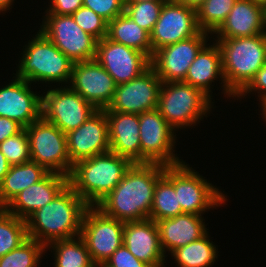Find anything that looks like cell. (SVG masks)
Here are the masks:
<instances>
[{
	"label": "cell",
	"instance_id": "17",
	"mask_svg": "<svg viewBox=\"0 0 266 267\" xmlns=\"http://www.w3.org/2000/svg\"><path fill=\"white\" fill-rule=\"evenodd\" d=\"M68 85L98 110L109 106L117 86L96 59L74 63Z\"/></svg>",
	"mask_w": 266,
	"mask_h": 267
},
{
	"label": "cell",
	"instance_id": "12",
	"mask_svg": "<svg viewBox=\"0 0 266 267\" xmlns=\"http://www.w3.org/2000/svg\"><path fill=\"white\" fill-rule=\"evenodd\" d=\"M123 230L124 222L106 216L96 207L86 210L80 236L96 265L105 264L123 244Z\"/></svg>",
	"mask_w": 266,
	"mask_h": 267
},
{
	"label": "cell",
	"instance_id": "44",
	"mask_svg": "<svg viewBox=\"0 0 266 267\" xmlns=\"http://www.w3.org/2000/svg\"><path fill=\"white\" fill-rule=\"evenodd\" d=\"M13 2L14 0H0V13H3V11L10 10V7L11 5H13Z\"/></svg>",
	"mask_w": 266,
	"mask_h": 267
},
{
	"label": "cell",
	"instance_id": "6",
	"mask_svg": "<svg viewBox=\"0 0 266 267\" xmlns=\"http://www.w3.org/2000/svg\"><path fill=\"white\" fill-rule=\"evenodd\" d=\"M212 95L183 81L163 82L157 109L166 122L177 129L195 126L212 108ZM193 125V126H192Z\"/></svg>",
	"mask_w": 266,
	"mask_h": 267
},
{
	"label": "cell",
	"instance_id": "46",
	"mask_svg": "<svg viewBox=\"0 0 266 267\" xmlns=\"http://www.w3.org/2000/svg\"><path fill=\"white\" fill-rule=\"evenodd\" d=\"M253 1L255 4L263 7L266 10V0H251Z\"/></svg>",
	"mask_w": 266,
	"mask_h": 267
},
{
	"label": "cell",
	"instance_id": "31",
	"mask_svg": "<svg viewBox=\"0 0 266 267\" xmlns=\"http://www.w3.org/2000/svg\"><path fill=\"white\" fill-rule=\"evenodd\" d=\"M27 238L26 220L0 208V257L16 249Z\"/></svg>",
	"mask_w": 266,
	"mask_h": 267
},
{
	"label": "cell",
	"instance_id": "25",
	"mask_svg": "<svg viewBox=\"0 0 266 267\" xmlns=\"http://www.w3.org/2000/svg\"><path fill=\"white\" fill-rule=\"evenodd\" d=\"M221 78L223 94L229 97H236L226 86L222 70V54L219 45L213 42L212 45H205L197 54L189 66L187 75L183 82L203 90L208 96L211 92V84L217 78Z\"/></svg>",
	"mask_w": 266,
	"mask_h": 267
},
{
	"label": "cell",
	"instance_id": "27",
	"mask_svg": "<svg viewBox=\"0 0 266 267\" xmlns=\"http://www.w3.org/2000/svg\"><path fill=\"white\" fill-rule=\"evenodd\" d=\"M107 37L114 42L144 53L150 60L152 58L150 33L141 28L125 13L108 23Z\"/></svg>",
	"mask_w": 266,
	"mask_h": 267
},
{
	"label": "cell",
	"instance_id": "37",
	"mask_svg": "<svg viewBox=\"0 0 266 267\" xmlns=\"http://www.w3.org/2000/svg\"><path fill=\"white\" fill-rule=\"evenodd\" d=\"M83 6L91 9L109 23L124 13L125 0H83Z\"/></svg>",
	"mask_w": 266,
	"mask_h": 267
},
{
	"label": "cell",
	"instance_id": "2",
	"mask_svg": "<svg viewBox=\"0 0 266 267\" xmlns=\"http://www.w3.org/2000/svg\"><path fill=\"white\" fill-rule=\"evenodd\" d=\"M89 207L68 184L51 202L26 219L27 236L44 246L77 237Z\"/></svg>",
	"mask_w": 266,
	"mask_h": 267
},
{
	"label": "cell",
	"instance_id": "7",
	"mask_svg": "<svg viewBox=\"0 0 266 267\" xmlns=\"http://www.w3.org/2000/svg\"><path fill=\"white\" fill-rule=\"evenodd\" d=\"M185 163L166 166L163 174L174 185L182 212L203 215L206 210L225 204V195Z\"/></svg>",
	"mask_w": 266,
	"mask_h": 267
},
{
	"label": "cell",
	"instance_id": "19",
	"mask_svg": "<svg viewBox=\"0 0 266 267\" xmlns=\"http://www.w3.org/2000/svg\"><path fill=\"white\" fill-rule=\"evenodd\" d=\"M0 88V117L17 121L24 128L41 118L42 95L31 91V83L15 76Z\"/></svg>",
	"mask_w": 266,
	"mask_h": 267
},
{
	"label": "cell",
	"instance_id": "28",
	"mask_svg": "<svg viewBox=\"0 0 266 267\" xmlns=\"http://www.w3.org/2000/svg\"><path fill=\"white\" fill-rule=\"evenodd\" d=\"M49 246V247H48ZM54 250V267H96L83 238L77 237L57 240L45 246Z\"/></svg>",
	"mask_w": 266,
	"mask_h": 267
},
{
	"label": "cell",
	"instance_id": "48",
	"mask_svg": "<svg viewBox=\"0 0 266 267\" xmlns=\"http://www.w3.org/2000/svg\"><path fill=\"white\" fill-rule=\"evenodd\" d=\"M96 267H106L104 264L97 265Z\"/></svg>",
	"mask_w": 266,
	"mask_h": 267
},
{
	"label": "cell",
	"instance_id": "35",
	"mask_svg": "<svg viewBox=\"0 0 266 267\" xmlns=\"http://www.w3.org/2000/svg\"><path fill=\"white\" fill-rule=\"evenodd\" d=\"M0 151L11 166L31 161L30 144L25 128L0 143Z\"/></svg>",
	"mask_w": 266,
	"mask_h": 267
},
{
	"label": "cell",
	"instance_id": "36",
	"mask_svg": "<svg viewBox=\"0 0 266 267\" xmlns=\"http://www.w3.org/2000/svg\"><path fill=\"white\" fill-rule=\"evenodd\" d=\"M75 23L97 40L107 36L108 22L89 8L80 7L72 14Z\"/></svg>",
	"mask_w": 266,
	"mask_h": 267
},
{
	"label": "cell",
	"instance_id": "13",
	"mask_svg": "<svg viewBox=\"0 0 266 267\" xmlns=\"http://www.w3.org/2000/svg\"><path fill=\"white\" fill-rule=\"evenodd\" d=\"M200 31L195 9L176 0H168L163 4L160 16L150 33L152 56L156 50L191 38Z\"/></svg>",
	"mask_w": 266,
	"mask_h": 267
},
{
	"label": "cell",
	"instance_id": "43",
	"mask_svg": "<svg viewBox=\"0 0 266 267\" xmlns=\"http://www.w3.org/2000/svg\"><path fill=\"white\" fill-rule=\"evenodd\" d=\"M178 3H182L190 8L197 10L206 0H176Z\"/></svg>",
	"mask_w": 266,
	"mask_h": 267
},
{
	"label": "cell",
	"instance_id": "26",
	"mask_svg": "<svg viewBox=\"0 0 266 267\" xmlns=\"http://www.w3.org/2000/svg\"><path fill=\"white\" fill-rule=\"evenodd\" d=\"M49 172L34 161L12 165L0 184V208H4L16 195L36 184Z\"/></svg>",
	"mask_w": 266,
	"mask_h": 267
},
{
	"label": "cell",
	"instance_id": "4",
	"mask_svg": "<svg viewBox=\"0 0 266 267\" xmlns=\"http://www.w3.org/2000/svg\"><path fill=\"white\" fill-rule=\"evenodd\" d=\"M214 40L221 50L225 84L237 96L266 64V34Z\"/></svg>",
	"mask_w": 266,
	"mask_h": 267
},
{
	"label": "cell",
	"instance_id": "41",
	"mask_svg": "<svg viewBox=\"0 0 266 267\" xmlns=\"http://www.w3.org/2000/svg\"><path fill=\"white\" fill-rule=\"evenodd\" d=\"M24 127L17 121L7 117H0V143L19 133Z\"/></svg>",
	"mask_w": 266,
	"mask_h": 267
},
{
	"label": "cell",
	"instance_id": "16",
	"mask_svg": "<svg viewBox=\"0 0 266 267\" xmlns=\"http://www.w3.org/2000/svg\"><path fill=\"white\" fill-rule=\"evenodd\" d=\"M95 59L112 76L117 85L139 77L151 65L142 52L110 40L97 41Z\"/></svg>",
	"mask_w": 266,
	"mask_h": 267
},
{
	"label": "cell",
	"instance_id": "21",
	"mask_svg": "<svg viewBox=\"0 0 266 267\" xmlns=\"http://www.w3.org/2000/svg\"><path fill=\"white\" fill-rule=\"evenodd\" d=\"M68 184L67 176L49 172L39 182L16 195L4 209L18 218L26 220L36 210L51 202Z\"/></svg>",
	"mask_w": 266,
	"mask_h": 267
},
{
	"label": "cell",
	"instance_id": "42",
	"mask_svg": "<svg viewBox=\"0 0 266 267\" xmlns=\"http://www.w3.org/2000/svg\"><path fill=\"white\" fill-rule=\"evenodd\" d=\"M10 166L11 165L5 158L4 154L0 151V184L3 181L5 175L8 173Z\"/></svg>",
	"mask_w": 266,
	"mask_h": 267
},
{
	"label": "cell",
	"instance_id": "32",
	"mask_svg": "<svg viewBox=\"0 0 266 267\" xmlns=\"http://www.w3.org/2000/svg\"><path fill=\"white\" fill-rule=\"evenodd\" d=\"M237 0H206L197 11L199 28L213 35L226 20Z\"/></svg>",
	"mask_w": 266,
	"mask_h": 267
},
{
	"label": "cell",
	"instance_id": "34",
	"mask_svg": "<svg viewBox=\"0 0 266 267\" xmlns=\"http://www.w3.org/2000/svg\"><path fill=\"white\" fill-rule=\"evenodd\" d=\"M165 2L167 1L125 3L124 13L141 28L151 33Z\"/></svg>",
	"mask_w": 266,
	"mask_h": 267
},
{
	"label": "cell",
	"instance_id": "20",
	"mask_svg": "<svg viewBox=\"0 0 266 267\" xmlns=\"http://www.w3.org/2000/svg\"><path fill=\"white\" fill-rule=\"evenodd\" d=\"M123 244L150 267H164L165 254L160 245L157 223L150 219L124 222ZM165 261V262H164Z\"/></svg>",
	"mask_w": 266,
	"mask_h": 267
},
{
	"label": "cell",
	"instance_id": "38",
	"mask_svg": "<svg viewBox=\"0 0 266 267\" xmlns=\"http://www.w3.org/2000/svg\"><path fill=\"white\" fill-rule=\"evenodd\" d=\"M106 267H150L138 260L124 244H122L106 261Z\"/></svg>",
	"mask_w": 266,
	"mask_h": 267
},
{
	"label": "cell",
	"instance_id": "39",
	"mask_svg": "<svg viewBox=\"0 0 266 267\" xmlns=\"http://www.w3.org/2000/svg\"><path fill=\"white\" fill-rule=\"evenodd\" d=\"M253 91L258 92L260 103L266 99V64L257 71L255 77L236 97L240 99L242 96L245 97L248 93Z\"/></svg>",
	"mask_w": 266,
	"mask_h": 267
},
{
	"label": "cell",
	"instance_id": "33",
	"mask_svg": "<svg viewBox=\"0 0 266 267\" xmlns=\"http://www.w3.org/2000/svg\"><path fill=\"white\" fill-rule=\"evenodd\" d=\"M44 251L46 253L43 244L28 237L16 249L0 257V267H34Z\"/></svg>",
	"mask_w": 266,
	"mask_h": 267
},
{
	"label": "cell",
	"instance_id": "8",
	"mask_svg": "<svg viewBox=\"0 0 266 267\" xmlns=\"http://www.w3.org/2000/svg\"><path fill=\"white\" fill-rule=\"evenodd\" d=\"M28 135L31 161L43 166L48 172L69 177L73 164L67 149L66 134L42 117L25 127Z\"/></svg>",
	"mask_w": 266,
	"mask_h": 267
},
{
	"label": "cell",
	"instance_id": "1",
	"mask_svg": "<svg viewBox=\"0 0 266 267\" xmlns=\"http://www.w3.org/2000/svg\"><path fill=\"white\" fill-rule=\"evenodd\" d=\"M165 167L158 163H133L121 182L95 207L122 222L149 218L156 182Z\"/></svg>",
	"mask_w": 266,
	"mask_h": 267
},
{
	"label": "cell",
	"instance_id": "24",
	"mask_svg": "<svg viewBox=\"0 0 266 267\" xmlns=\"http://www.w3.org/2000/svg\"><path fill=\"white\" fill-rule=\"evenodd\" d=\"M202 215L182 213L157 221L160 245L164 254L205 236L207 228Z\"/></svg>",
	"mask_w": 266,
	"mask_h": 267
},
{
	"label": "cell",
	"instance_id": "23",
	"mask_svg": "<svg viewBox=\"0 0 266 267\" xmlns=\"http://www.w3.org/2000/svg\"><path fill=\"white\" fill-rule=\"evenodd\" d=\"M216 39L266 34V10L251 0H237L224 23L214 33Z\"/></svg>",
	"mask_w": 266,
	"mask_h": 267
},
{
	"label": "cell",
	"instance_id": "14",
	"mask_svg": "<svg viewBox=\"0 0 266 267\" xmlns=\"http://www.w3.org/2000/svg\"><path fill=\"white\" fill-rule=\"evenodd\" d=\"M162 83L150 66L139 77L117 85L111 103L103 110L141 114L156 109Z\"/></svg>",
	"mask_w": 266,
	"mask_h": 267
},
{
	"label": "cell",
	"instance_id": "18",
	"mask_svg": "<svg viewBox=\"0 0 266 267\" xmlns=\"http://www.w3.org/2000/svg\"><path fill=\"white\" fill-rule=\"evenodd\" d=\"M71 163L110 152L108 121L104 110H97L82 125L66 134Z\"/></svg>",
	"mask_w": 266,
	"mask_h": 267
},
{
	"label": "cell",
	"instance_id": "47",
	"mask_svg": "<svg viewBox=\"0 0 266 267\" xmlns=\"http://www.w3.org/2000/svg\"><path fill=\"white\" fill-rule=\"evenodd\" d=\"M143 1H168V0H125V3H138Z\"/></svg>",
	"mask_w": 266,
	"mask_h": 267
},
{
	"label": "cell",
	"instance_id": "40",
	"mask_svg": "<svg viewBox=\"0 0 266 267\" xmlns=\"http://www.w3.org/2000/svg\"><path fill=\"white\" fill-rule=\"evenodd\" d=\"M46 14L72 15L83 6V0H51Z\"/></svg>",
	"mask_w": 266,
	"mask_h": 267
},
{
	"label": "cell",
	"instance_id": "3",
	"mask_svg": "<svg viewBox=\"0 0 266 267\" xmlns=\"http://www.w3.org/2000/svg\"><path fill=\"white\" fill-rule=\"evenodd\" d=\"M132 164L111 151L86 158L73 165L69 185L90 207H95L121 182Z\"/></svg>",
	"mask_w": 266,
	"mask_h": 267
},
{
	"label": "cell",
	"instance_id": "5",
	"mask_svg": "<svg viewBox=\"0 0 266 267\" xmlns=\"http://www.w3.org/2000/svg\"><path fill=\"white\" fill-rule=\"evenodd\" d=\"M25 45L16 77L32 82L50 84L70 83L73 62L64 55L40 30Z\"/></svg>",
	"mask_w": 266,
	"mask_h": 267
},
{
	"label": "cell",
	"instance_id": "11",
	"mask_svg": "<svg viewBox=\"0 0 266 267\" xmlns=\"http://www.w3.org/2000/svg\"><path fill=\"white\" fill-rule=\"evenodd\" d=\"M41 105V117L65 134L77 129L98 110L69 86L62 87V84L42 95Z\"/></svg>",
	"mask_w": 266,
	"mask_h": 267
},
{
	"label": "cell",
	"instance_id": "9",
	"mask_svg": "<svg viewBox=\"0 0 266 267\" xmlns=\"http://www.w3.org/2000/svg\"><path fill=\"white\" fill-rule=\"evenodd\" d=\"M43 17L39 30L73 63L95 59L98 40L76 24L72 15Z\"/></svg>",
	"mask_w": 266,
	"mask_h": 267
},
{
	"label": "cell",
	"instance_id": "45",
	"mask_svg": "<svg viewBox=\"0 0 266 267\" xmlns=\"http://www.w3.org/2000/svg\"><path fill=\"white\" fill-rule=\"evenodd\" d=\"M260 106H261V115H263V119H265V121H266V99H264L262 102H261V104H260Z\"/></svg>",
	"mask_w": 266,
	"mask_h": 267
},
{
	"label": "cell",
	"instance_id": "10",
	"mask_svg": "<svg viewBox=\"0 0 266 267\" xmlns=\"http://www.w3.org/2000/svg\"><path fill=\"white\" fill-rule=\"evenodd\" d=\"M175 131L157 108L139 114L141 163H158L165 166L182 163L174 154Z\"/></svg>",
	"mask_w": 266,
	"mask_h": 267
},
{
	"label": "cell",
	"instance_id": "22",
	"mask_svg": "<svg viewBox=\"0 0 266 267\" xmlns=\"http://www.w3.org/2000/svg\"><path fill=\"white\" fill-rule=\"evenodd\" d=\"M108 121L110 151L141 163L139 114L105 111Z\"/></svg>",
	"mask_w": 266,
	"mask_h": 267
},
{
	"label": "cell",
	"instance_id": "29",
	"mask_svg": "<svg viewBox=\"0 0 266 267\" xmlns=\"http://www.w3.org/2000/svg\"><path fill=\"white\" fill-rule=\"evenodd\" d=\"M208 235L171 252L178 267H210L215 263L218 252Z\"/></svg>",
	"mask_w": 266,
	"mask_h": 267
},
{
	"label": "cell",
	"instance_id": "15",
	"mask_svg": "<svg viewBox=\"0 0 266 267\" xmlns=\"http://www.w3.org/2000/svg\"><path fill=\"white\" fill-rule=\"evenodd\" d=\"M208 34L201 30L191 38L178 41L154 52L150 65L162 82L185 80L189 66L208 42Z\"/></svg>",
	"mask_w": 266,
	"mask_h": 267
},
{
	"label": "cell",
	"instance_id": "30",
	"mask_svg": "<svg viewBox=\"0 0 266 267\" xmlns=\"http://www.w3.org/2000/svg\"><path fill=\"white\" fill-rule=\"evenodd\" d=\"M182 213L174 185L162 175L156 182L149 218L157 222Z\"/></svg>",
	"mask_w": 266,
	"mask_h": 267
}]
</instances>
